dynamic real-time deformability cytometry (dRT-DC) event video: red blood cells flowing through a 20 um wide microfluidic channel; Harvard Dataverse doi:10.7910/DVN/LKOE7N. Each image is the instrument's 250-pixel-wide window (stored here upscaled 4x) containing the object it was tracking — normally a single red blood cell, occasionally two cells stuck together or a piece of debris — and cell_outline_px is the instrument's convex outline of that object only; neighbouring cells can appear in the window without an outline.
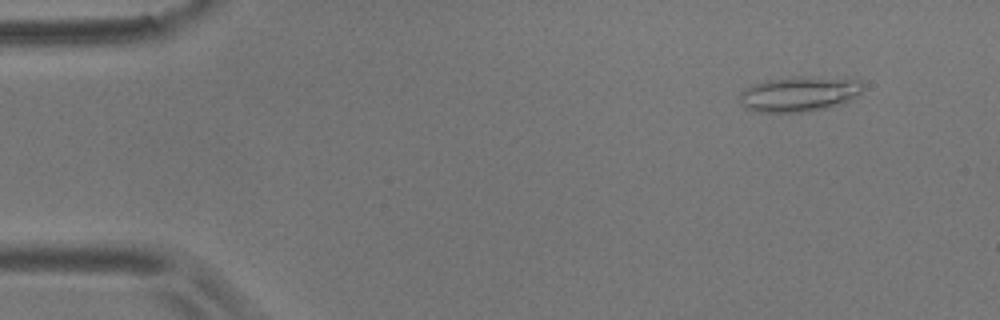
{"species": "common noctule bat (a hibernating species)", "species_latin": "Nyctalus noctula", "temperature_condition": "room temperature", "stored_images_in_passage": 28, "camera_frame_rate_fps": 3000, "um_per_image_px": 0.085, "animal": {"sex": "male", "body_mass_g": 17.9}, "frame": {"image": 1, "passage_image": 2, "time_ms": 0.333, "image_size_px": [1000, 320], "cell_outline_px": [[860, 92], [856, 96], [840, 104], [828, 108], [804, 112], [752, 112], [744, 108], [740, 100], [740, 92], [744, 88], [752, 84], [764, 80], [860, 80]], "centroid_in_image_um": [67.78, 8.08], "position_along_channel_um": 17.2, "area_um2": 23.81}}
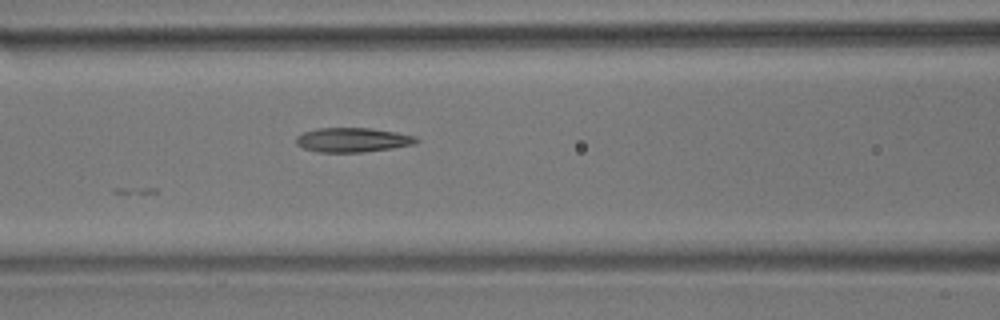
{"frame": {"image": 2, "passage_image": 20, "time_ms": 6.333, "image_size_px": [1000, 320], "cell_outline_px": [[420, 140], [412, 144], [392, 148], [364, 152], [320, 152], [304, 148], [296, 144], [296, 136], [304, 132], [316, 128], [372, 128], [396, 132], [416, 136]], "centroid_in_image_um": [29.97, 11.88], "position_along_channel_um": 136.6, "area_um2": 17.05}}
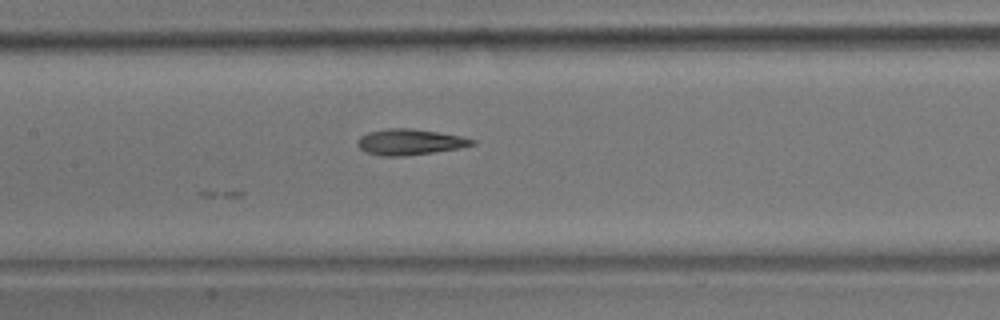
{"frame": {"image": 3, "passage_image": 23, "time_ms": 7.333, "image_size_px": [1000, 320], "cell_outline_px": [[476, 144], [460, 148], [404, 156], [384, 156], [364, 152], [356, 144], [356, 140], [360, 136], [368, 132], [388, 128], [412, 128], [460, 136], [476, 140]], "centroid_in_image_um": [34.79, 12.07], "position_along_channel_um": 172.6, "area_um2": 17.28}}